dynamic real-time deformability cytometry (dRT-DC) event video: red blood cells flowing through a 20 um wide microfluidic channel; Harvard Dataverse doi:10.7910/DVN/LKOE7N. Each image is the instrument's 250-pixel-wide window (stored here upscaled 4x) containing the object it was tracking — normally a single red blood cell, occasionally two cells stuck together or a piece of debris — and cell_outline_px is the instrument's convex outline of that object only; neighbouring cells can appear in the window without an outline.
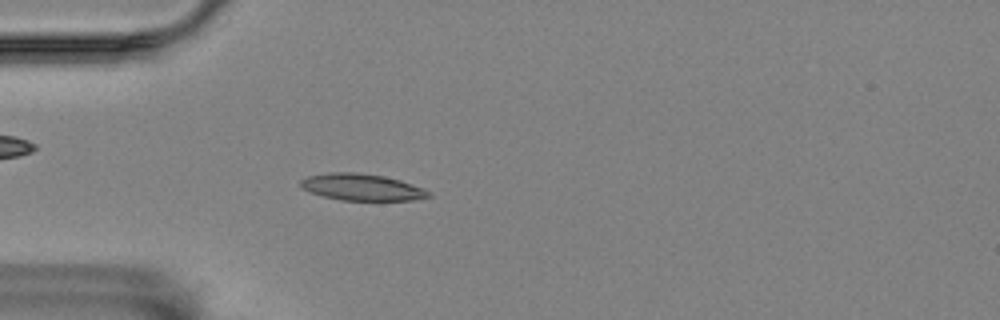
{"species": "Egyptian fruit bat (a non-hibernating species)", "species_latin": "Rousettus aegyptiacus", "temperature_condition": "room temperature", "stored_images_in_passage": 56, "camera_frame_rate_fps": 3000, "um_per_image_px": 0.085, "animal": {"sex": "female"}, "frame": {"image": 1, "passage_image": 16, "time_ms": 5.0, "image_size_px": [1000, 320], "cell_outline_px": [[432, 196], [412, 200], [340, 200], [324, 196], [300, 188], [300, 180], [308, 176], [328, 172], [356, 172], [384, 176], [400, 180], [420, 188], [428, 192]], "centroid_in_image_um": [30.69, 15.9], "position_along_channel_um": 54.3, "area_um2": 19.65}}
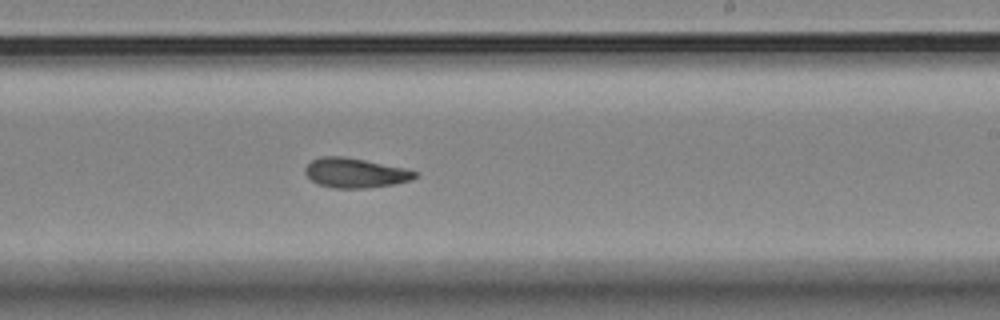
{"frame": {"image": 2, "passage_image": 34, "time_ms": 11.0, "image_size_px": [1000, 320], "cell_outline_px": [[416, 176], [408, 180], [392, 184], [364, 188], [332, 188], [320, 184], [312, 180], [304, 172], [304, 168], [312, 160], [320, 156], [344, 156], [404, 168], [416, 172]], "centroid_in_image_um": [30.13, 14.68], "position_along_channel_um": 258.9, "area_um2": 18.61}}
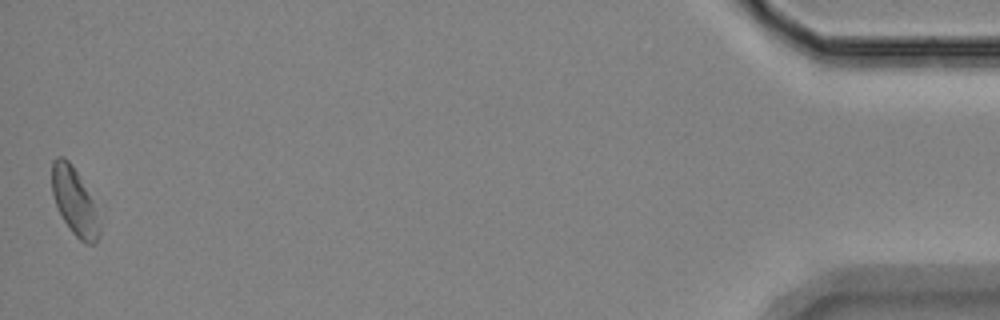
{"frame": {"image": 3, "passage_image": 56, "time_ms": 18.333, "image_size_px": [1000, 320], "cell_outline_px": [[100, 236], [92, 244], [84, 244], [72, 232], [64, 220], [56, 204], [52, 192], [52, 160], [56, 156], [64, 156], [72, 164], [92, 200], [100, 224]], "centroid_in_image_um": [6.32, 17.12], "position_along_channel_um": 428.9, "area_um2": 18.26}, "authors_computed_cell_mechanics": {"area_um2": 18.9295, "velocity_mm_per_s": 3.5177, "shape_relaxation_time_tau1_ms": 6.165, "shape_relaxation_time_tau2_ms": 2.3611, "deformation_change_tau1": 0.1539, "deformation_change_tau2": 0.0886}}